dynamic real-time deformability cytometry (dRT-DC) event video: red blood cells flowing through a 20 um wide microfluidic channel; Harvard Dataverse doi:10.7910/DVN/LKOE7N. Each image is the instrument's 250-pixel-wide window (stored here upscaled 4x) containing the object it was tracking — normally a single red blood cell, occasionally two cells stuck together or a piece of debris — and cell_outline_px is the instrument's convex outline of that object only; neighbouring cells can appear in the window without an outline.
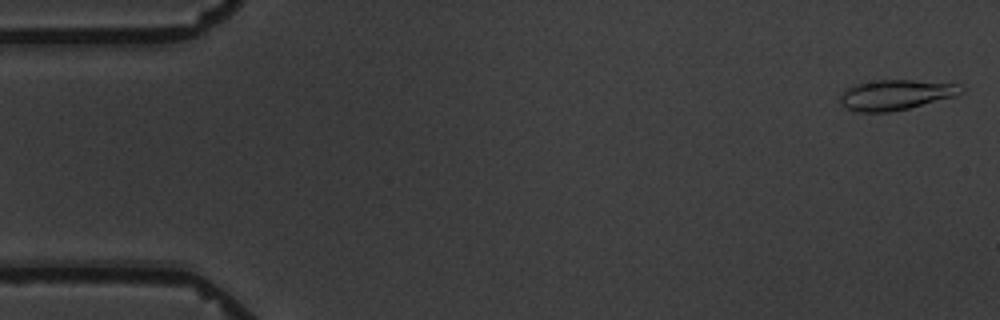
{"species": "common noctule bat (a hibernating species)", "species_latin": "Nyctalus noctula", "temperature_condition": "warm", "stored_images_in_passage": 6, "camera_frame_rate_fps": 3000, "um_per_image_px": 0.085, "animal": {"sex": "male", "body_mass_g": 19.5, "forearm_length_mm": 54.6}, "frame": {"image": 1, "passage_image": 1, "time_ms": 0.0, "image_size_px": [1000, 320], "cell_outline_px": [[964, 92], [956, 96], [908, 108], [888, 112], [860, 112], [848, 108], [840, 104], [840, 96], [844, 88], [852, 84], [880, 80], [912, 80], [956, 84], [964, 88]], "centroid_in_image_um": [76.11, 8.05], "position_along_channel_um": 8.9, "area_um2": 21.27}}
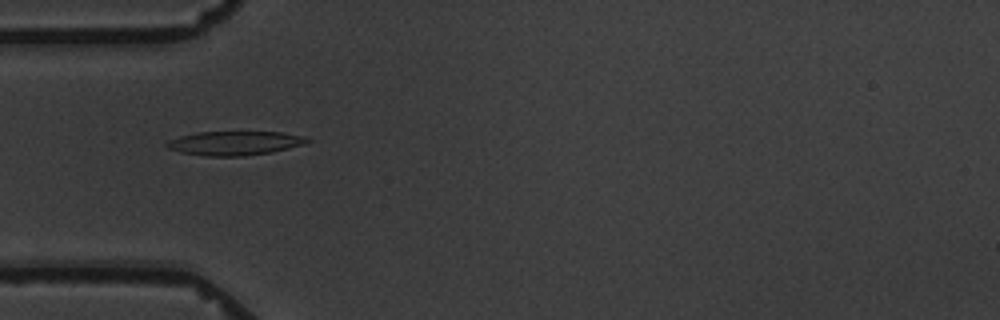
{"frame": {"image": 2, "passage_image": 6, "time_ms": 5.333, "image_size_px": [1000, 320], "cell_outline_px": [[312, 140], [304, 144], [272, 152], [244, 156], [204, 156], [180, 152], [168, 148], [164, 144], [168, 140], [180, 136], [196, 132], [284, 132], [304, 136]], "centroid_in_image_um": [19.94, 12.16], "position_along_channel_um": 65.1, "area_um2": 19.77}}